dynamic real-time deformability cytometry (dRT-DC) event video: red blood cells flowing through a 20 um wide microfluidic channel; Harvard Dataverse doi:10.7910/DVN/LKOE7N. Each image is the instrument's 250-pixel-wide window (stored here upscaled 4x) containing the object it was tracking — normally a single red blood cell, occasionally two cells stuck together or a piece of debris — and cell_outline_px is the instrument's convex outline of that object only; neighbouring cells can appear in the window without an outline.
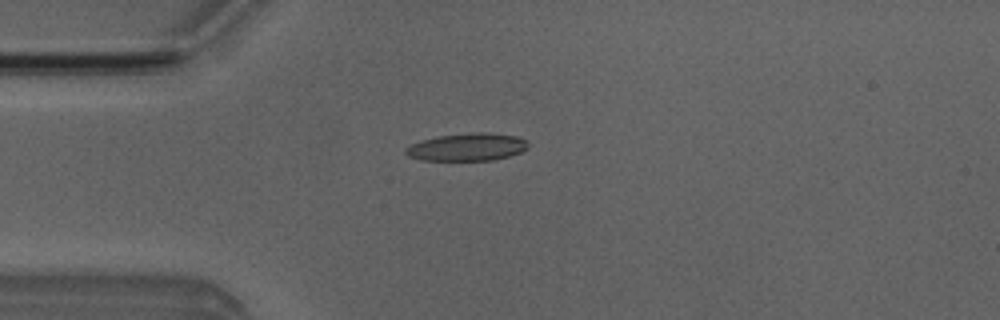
{"species": "Egyptian fruit bat (a non-hibernating species)", "species_latin": "Rousettus aegyptiacus", "temperature_condition": "room temperature", "stored_images_in_passage": 1, "camera_frame_rate_fps": 3000, "um_per_image_px": 0.085, "animal": {"sex": "male"}, "frame": {"image": 1, "passage_image": 1, "time_ms": 0.0, "image_size_px": [1000, 320], "cell_outline_px": [[528, 148], [520, 152], [508, 156], [492, 160], [420, 160], [408, 156], [404, 152], [404, 148], [412, 144], [436, 136], [476, 132], [484, 132], [516, 136], [528, 140]], "centroid_in_image_um": [39.71, 12.5], "position_along_channel_um": 45.3, "area_um2": 19.65}}